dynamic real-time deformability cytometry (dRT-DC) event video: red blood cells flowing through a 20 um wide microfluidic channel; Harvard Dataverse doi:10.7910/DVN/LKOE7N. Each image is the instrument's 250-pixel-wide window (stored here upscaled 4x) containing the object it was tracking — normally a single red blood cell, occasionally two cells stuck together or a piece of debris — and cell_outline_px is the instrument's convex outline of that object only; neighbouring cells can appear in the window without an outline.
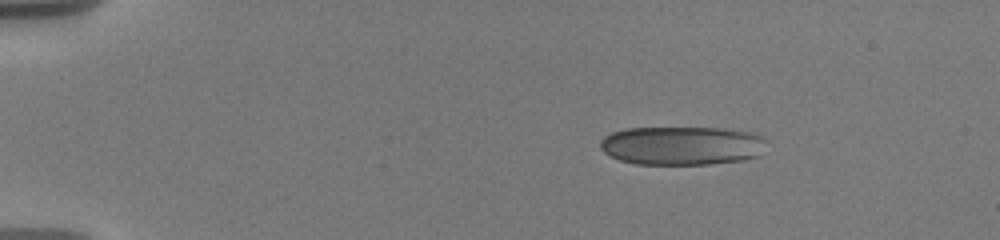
{"species": "human", "species_latin": "Homo sapiens", "temperature_condition": "warm", "stored_images_in_passage": 4, "camera_frame_rate_fps": 3000, "um_per_image_px": 0.085, "donor": {"sex": "male"}, "frame": {"image": 1, "passage_image": 1, "time_ms": 0.0, "image_size_px": [1000, 240], "cell_outline_px": [[764, 140], [760, 156], [744, 160], [708, 164], [636, 164], [620, 160], [604, 152], [600, 148], [600, 140], [604, 136], [612, 132], [624, 128], [724, 128], [752, 132], [760, 136]], "centroid_in_image_um": [57.94, 12.37], "position_along_channel_um": 27.1, "area_um2": 37.57}}
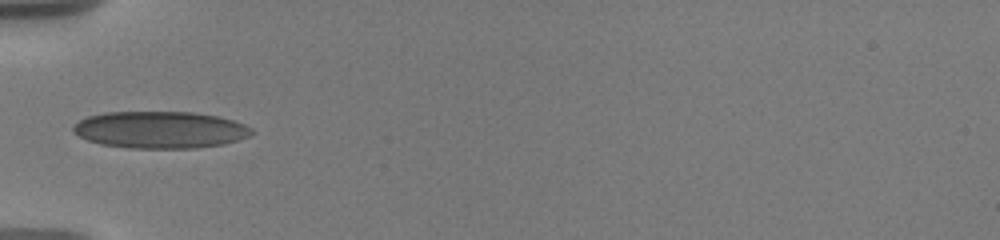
{"frame": {"image": 2, "passage_image": 4, "time_ms": 3.667, "image_size_px": [1000, 240], "cell_outline_px": [[252, 132], [248, 136], [224, 144], [196, 148], [128, 148], [100, 144], [88, 140], [72, 132], [72, 128], [80, 120], [88, 116], [104, 112], [192, 112], [216, 116], [232, 120], [244, 124], [252, 128]], "centroid_in_image_um": [13.59, 11.03], "position_along_channel_um": 71.4, "area_um2": 38.32}}